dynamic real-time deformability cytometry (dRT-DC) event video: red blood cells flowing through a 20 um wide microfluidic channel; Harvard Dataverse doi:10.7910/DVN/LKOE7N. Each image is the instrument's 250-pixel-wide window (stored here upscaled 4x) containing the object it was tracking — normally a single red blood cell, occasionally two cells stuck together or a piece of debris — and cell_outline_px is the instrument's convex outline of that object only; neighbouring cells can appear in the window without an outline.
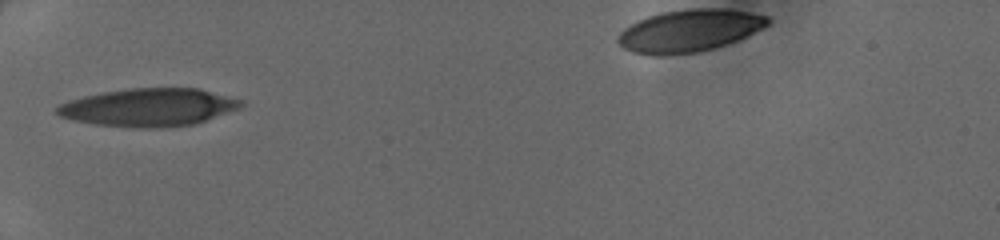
{"species": "human", "species_latin": "Homo sapiens", "temperature_condition": "cold", "stored_images_in_passage": 7, "camera_frame_rate_fps": 3000, "um_per_image_px": 0.085, "donor": {"sex": "female"}, "frame": {"image": 1, "passage_image": 1, "time_ms": 0.0, "image_size_px": [1000, 240], "cell_outline_px": [[244, 104], [240, 108], [192, 124], [152, 128], [140, 128], [96, 124], [72, 120], [60, 116], [56, 112], [56, 108], [60, 104], [68, 100], [100, 92], [128, 88], [200, 88], [244, 100]], "centroid_in_image_um": [12.63, 9.11], "position_along_channel_um": 72.4, "area_um2": 40.52}}
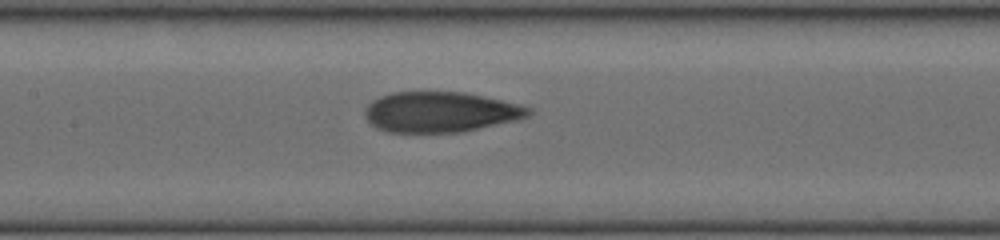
{"frame": {"image": 2, "passage_image": 5, "time_ms": 1.333, "image_size_px": [1000, 240], "cell_outline_px": [[532, 112], [528, 116], [516, 120], [460, 132], [388, 132], [376, 128], [364, 116], [364, 108], [372, 100], [380, 96], [392, 92], [464, 92], [520, 104], [532, 108]], "centroid_in_image_um": [37.41, 9.51], "position_along_channel_um": 170.0, "area_um2": 38.49}}
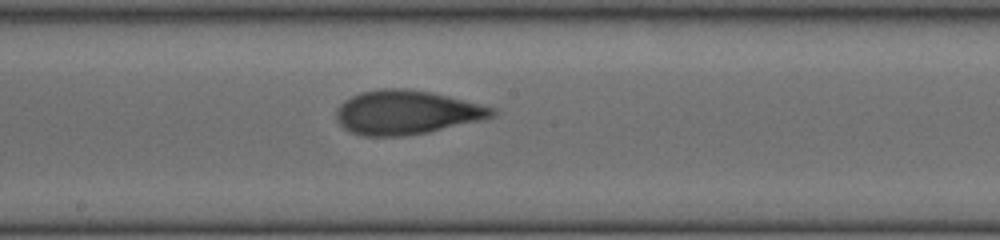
{"frame": {"image": 3, "passage_image": 7, "time_ms": 2.0, "image_size_px": [1000, 240], "cell_outline_px": [[496, 116], [484, 120], [428, 132], [400, 136], [364, 136], [352, 132], [344, 128], [336, 120], [336, 112], [340, 104], [344, 100], [360, 92], [380, 88], [404, 88], [432, 92], [496, 108]], "centroid_in_image_um": [34.57, 9.55], "position_along_channel_um": 213.6, "area_um2": 40.11}}